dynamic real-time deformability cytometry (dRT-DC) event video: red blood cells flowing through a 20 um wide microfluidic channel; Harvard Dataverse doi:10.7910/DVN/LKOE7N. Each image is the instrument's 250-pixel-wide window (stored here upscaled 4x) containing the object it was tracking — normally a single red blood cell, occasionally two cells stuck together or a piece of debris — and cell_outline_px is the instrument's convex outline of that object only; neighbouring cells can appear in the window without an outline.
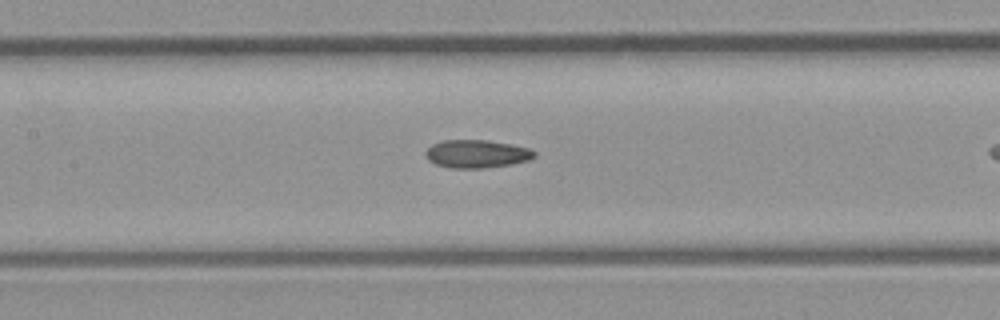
{"species": "common noctule bat (a hibernating species)", "species_latin": "Nyctalus noctula", "temperature_condition": "room temperature", "stored_images_in_passage": 9, "camera_frame_rate_fps": 3000, "um_per_image_px": 0.085, "animal": {"sex": "male", "body_mass_g": 23.1, "forearm_length_mm": 52.7}, "frame": {"image": 1, "passage_image": 8, "time_ms": 2.333, "image_size_px": [1000, 320], "cell_outline_px": [[536, 156], [528, 160], [512, 164], [480, 168], [452, 168], [436, 164], [428, 160], [424, 152], [432, 144], [444, 140], [488, 140], [528, 148], [536, 152]], "centroid_in_image_um": [40.5, 13.08], "position_along_channel_um": 166.9, "area_um2": 17.63}}